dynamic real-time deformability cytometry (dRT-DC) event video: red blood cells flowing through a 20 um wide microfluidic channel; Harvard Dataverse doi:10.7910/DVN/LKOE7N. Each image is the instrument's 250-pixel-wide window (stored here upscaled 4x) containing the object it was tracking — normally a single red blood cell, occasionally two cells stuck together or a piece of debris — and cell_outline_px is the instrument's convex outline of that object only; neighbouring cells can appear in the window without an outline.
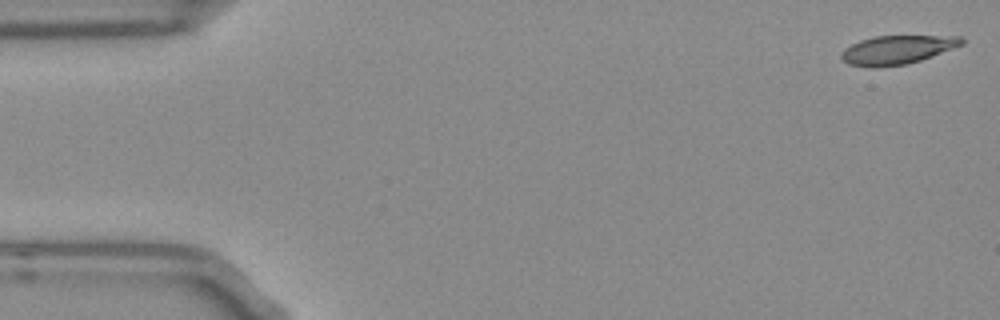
{"species": "Egyptian fruit bat (a non-hibernating species)", "species_latin": "Rousettus aegyptiacus", "temperature_condition": "room temperature", "stored_images_in_passage": 11, "camera_frame_rate_fps": 3000, "um_per_image_px": 0.085, "frame": {"image": 1, "passage_image": 1, "time_ms": 0.0, "image_size_px": [1000, 320], "cell_outline_px": [[964, 44], [920, 60], [908, 64], [872, 68], [848, 64], [840, 56], [840, 52], [844, 48], [860, 40], [872, 36], [960, 36], [964, 40]], "centroid_in_image_um": [76.22, 4.23], "position_along_channel_um": 8.8, "area_um2": 20.17}}